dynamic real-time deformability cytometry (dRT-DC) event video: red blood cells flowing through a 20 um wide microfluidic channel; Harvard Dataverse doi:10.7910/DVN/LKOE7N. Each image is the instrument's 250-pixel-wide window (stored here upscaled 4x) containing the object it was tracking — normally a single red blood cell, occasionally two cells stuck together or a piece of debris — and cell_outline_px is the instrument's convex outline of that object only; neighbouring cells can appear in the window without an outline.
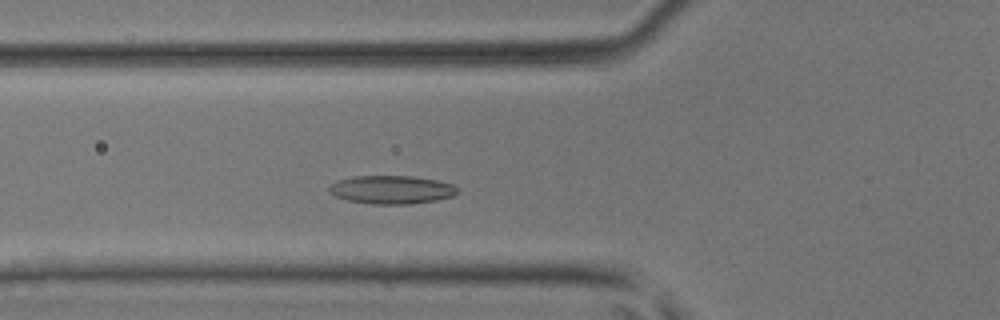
{"species": "common noctule bat (a hibernating species)", "species_latin": "Nyctalus noctula", "temperature_condition": "room temperature", "stored_images_in_passage": 41, "camera_frame_rate_fps": 3000, "um_per_image_px": 0.085, "animal": {"sex": "male", "body_mass_g": 17.9, "forearm_length_mm": 54.2}, "frame": {"image": 1, "passage_image": 11, "time_ms": 3.333, "image_size_px": [1000, 320], "cell_outline_px": [[460, 192], [452, 196], [436, 200], [408, 204], [372, 204], [348, 200], [336, 196], [328, 192], [328, 188], [336, 180], [356, 176], [412, 176], [436, 180], [452, 184], [460, 188]], "centroid_in_image_um": [33.3, 16.12], "position_along_channel_um": 92.5, "area_um2": 21.21}}
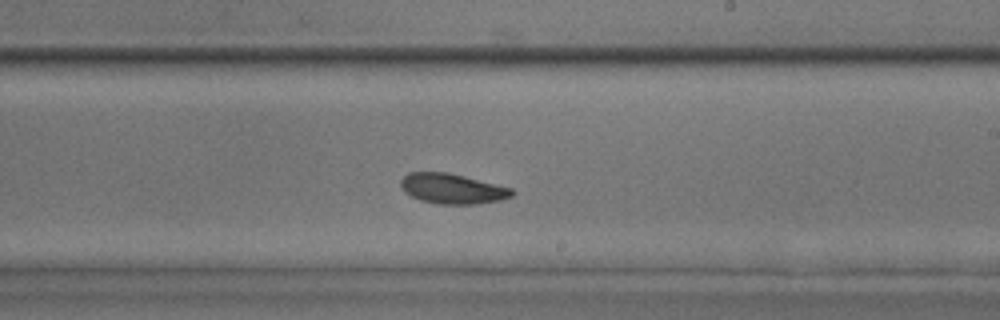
{"frame": {"image": 2, "passage_image": 22, "time_ms": 7.0, "image_size_px": [1000, 320], "cell_outline_px": [[516, 192], [512, 196], [500, 200], [476, 204], [440, 204], [420, 200], [404, 192], [400, 184], [400, 180], [408, 172], [448, 172], [512, 188]], "centroid_in_image_um": [38.44, 16.03], "position_along_channel_um": 250.6, "area_um2": 19.54}}
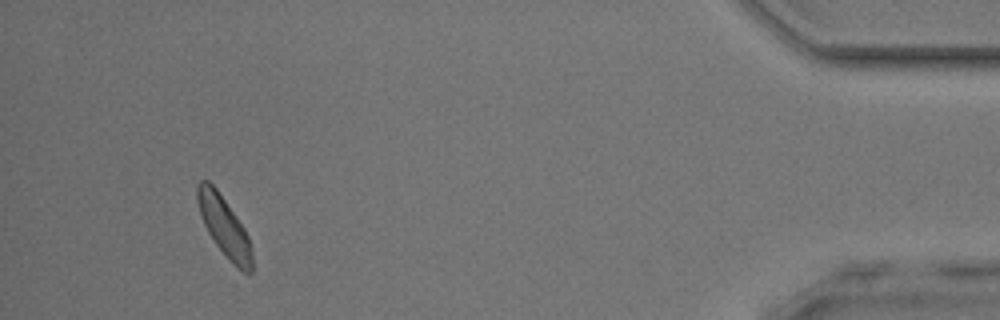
{"frame": {"image": 3, "passage_image": 38, "time_ms": 12.333, "image_size_px": [1000, 320], "cell_outline_px": [[252, 272], [248, 276], [232, 264], [216, 244], [208, 232], [200, 216], [196, 200], [196, 184], [200, 180], [208, 180], [216, 188], [236, 216], [244, 228], [248, 236], [252, 252]], "centroid_in_image_um": [19.05, 19.26], "position_along_channel_um": 416.2, "area_um2": 19.13}}